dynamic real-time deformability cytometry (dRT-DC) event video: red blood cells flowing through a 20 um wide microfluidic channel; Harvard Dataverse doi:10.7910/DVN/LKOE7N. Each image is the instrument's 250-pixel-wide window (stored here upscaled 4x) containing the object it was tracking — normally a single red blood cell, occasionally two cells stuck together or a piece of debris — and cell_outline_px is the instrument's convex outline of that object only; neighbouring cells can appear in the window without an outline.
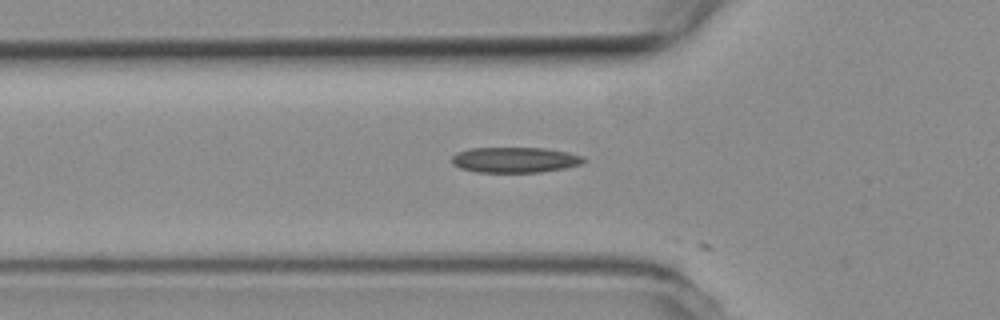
{"species": "common noctule bat (a hibernating species)", "species_latin": "Nyctalus noctula", "temperature_condition": "room temperature", "stored_images_in_passage": 18, "camera_frame_rate_fps": 3000, "um_per_image_px": 0.085, "animal": {"sex": "female", "body_mass_g": 19.3, "forearm_length_mm": 54.1}, "frame": {"image": 1, "passage_image": 17, "time_ms": 5.333, "image_size_px": [1000, 320], "cell_outline_px": [[584, 160], [580, 164], [564, 168], [540, 172], [476, 172], [460, 168], [452, 164], [452, 156], [456, 152], [468, 148], [544, 148], [568, 152], [584, 156]], "centroid_in_image_um": [43.73, 13.58], "position_along_channel_um": 82.1, "area_um2": 19.59}}